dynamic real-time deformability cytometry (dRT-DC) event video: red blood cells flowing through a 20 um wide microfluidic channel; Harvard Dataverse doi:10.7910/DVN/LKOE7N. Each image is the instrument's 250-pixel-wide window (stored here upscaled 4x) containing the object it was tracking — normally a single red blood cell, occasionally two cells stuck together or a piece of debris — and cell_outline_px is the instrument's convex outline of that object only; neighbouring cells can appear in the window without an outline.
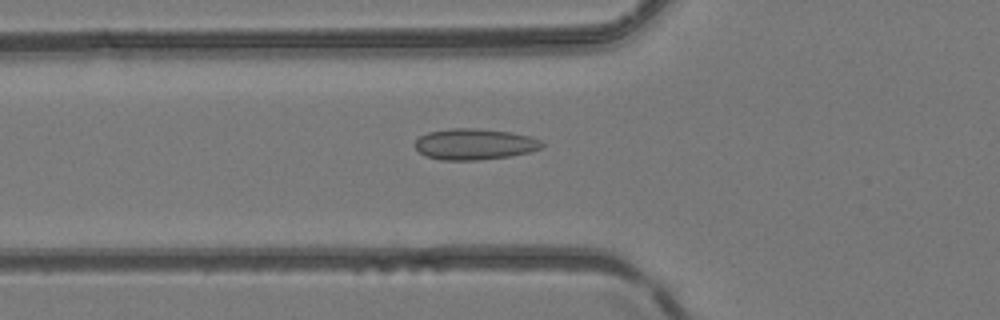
{"species": "common noctule bat (a hibernating species)", "species_latin": "Nyctalus noctula", "temperature_condition": "room temperature", "stored_images_in_passage": 5, "camera_frame_rate_fps": 3000, "um_per_image_px": 0.085, "animal": {"sex": "female", "body_mass_g": 24.6, "forearm_length_mm": 56.2}, "frame": {"image": 1, "passage_image": 5, "time_ms": 5.0, "image_size_px": [1000, 320], "cell_outline_px": [[544, 144], [540, 148], [532, 152], [508, 156], [476, 160], [440, 160], [428, 156], [420, 152], [416, 148], [416, 140], [420, 136], [428, 132], [452, 128], [476, 128], [512, 132], [528, 136], [540, 140]], "centroid_in_image_um": [40.35, 12.25], "position_along_channel_um": 85.5, "area_um2": 22.83}}